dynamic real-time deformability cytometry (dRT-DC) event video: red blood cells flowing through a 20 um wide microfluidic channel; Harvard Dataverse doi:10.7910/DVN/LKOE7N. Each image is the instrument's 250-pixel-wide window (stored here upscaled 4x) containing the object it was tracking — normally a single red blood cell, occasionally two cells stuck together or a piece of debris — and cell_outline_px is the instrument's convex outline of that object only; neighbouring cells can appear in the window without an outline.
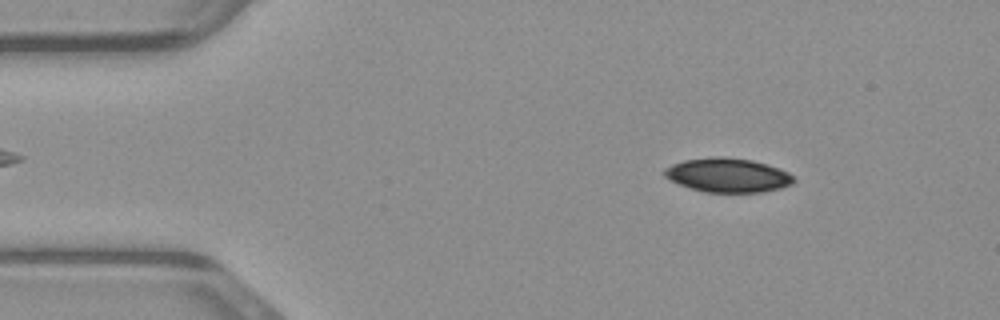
{"species": "common noctule bat (a hibernating species)", "species_latin": "Nyctalus noctula", "temperature_condition": "warm", "stored_images_in_passage": 46, "camera_frame_rate_fps": 3000, "um_per_image_px": 0.085, "animal": {"sex": "male", "body_mass_g": 23.1, "forearm_length_mm": 52.7}, "frame": {"image": 1, "passage_image": 5, "time_ms": 1.333, "image_size_px": [1000, 320], "cell_outline_px": [[796, 180], [792, 184], [780, 188], [764, 192], [704, 192], [668, 180], [660, 172], [664, 168], [672, 164], [684, 160], [720, 156], [752, 160], [768, 164], [788, 172]], "centroid_in_image_um": [61.84, 14.89], "position_along_channel_um": 23.2, "area_um2": 25.78}}
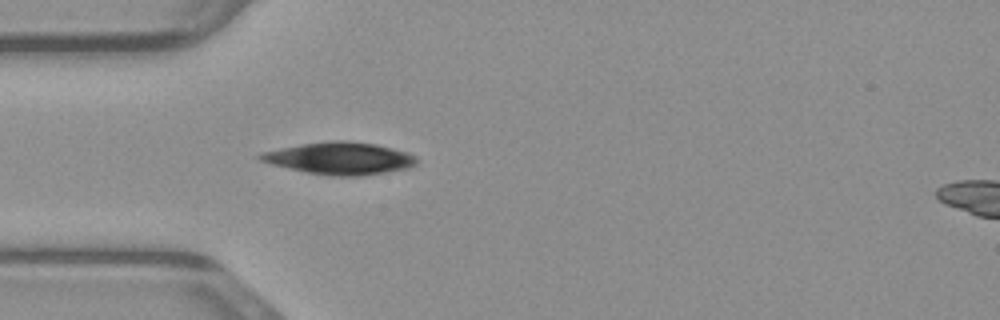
{"frame": {"image": 2, "passage_image": 12, "time_ms": 3.667, "image_size_px": [1000, 320], "cell_outline_px": [[416, 164], [408, 168], [360, 176], [328, 176], [308, 172], [272, 164], [260, 160], [256, 156], [260, 152], [300, 144], [332, 140], [344, 140], [376, 144], [408, 152], [416, 156]], "centroid_in_image_um": [28.88, 13.45], "position_along_channel_um": 56.1, "area_um2": 29.25}}